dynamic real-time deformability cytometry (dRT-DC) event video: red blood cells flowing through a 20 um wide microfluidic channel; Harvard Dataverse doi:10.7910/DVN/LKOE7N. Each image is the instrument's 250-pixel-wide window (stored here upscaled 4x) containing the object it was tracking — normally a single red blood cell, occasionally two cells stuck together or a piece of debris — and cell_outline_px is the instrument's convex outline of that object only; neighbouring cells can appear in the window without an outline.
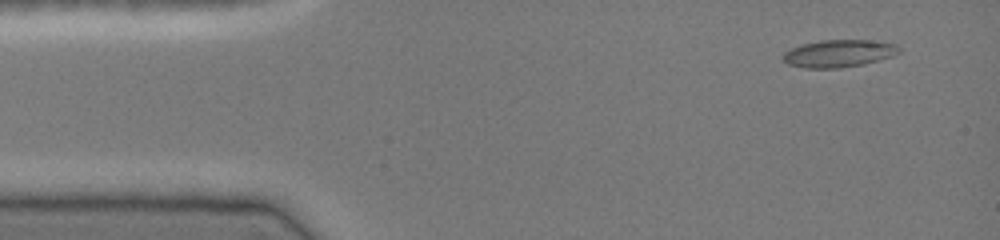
{"species": "common noctule bat (a hibernating species)", "species_latin": "Nyctalus noctula", "temperature_condition": "cold", "stored_images_in_passage": 4, "camera_frame_rate_fps": 3000, "um_per_image_px": 0.085, "animal": {"sex": "female", "body_mass_g": 19.0, "forearm_length_mm": 51.5}, "frame": {"image": 1, "passage_image": 1, "time_ms": 0.0, "image_size_px": [1000, 240], "cell_outline_px": [[900, 52], [892, 56], [864, 64], [840, 68], [804, 68], [788, 64], [780, 60], [780, 56], [784, 52], [800, 44], [820, 40], [868, 40], [896, 44], [900, 48]], "centroid_in_image_um": [71.24, 4.54], "position_along_channel_um": 13.8, "area_um2": 18.73}}
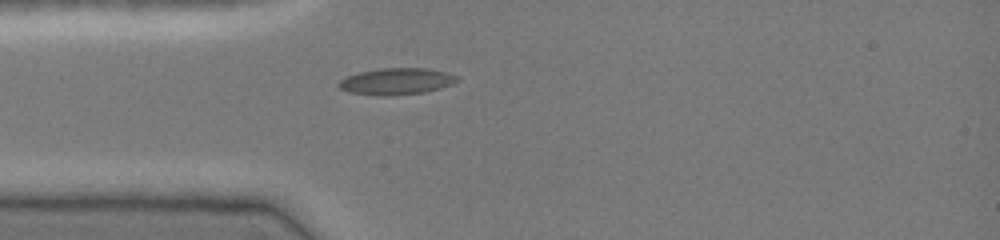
{"frame": {"image": 2, "passage_image": 4, "time_ms": 1.0, "image_size_px": [1000, 240], "cell_outline_px": [[460, 80], [452, 84], [440, 88], [424, 92], [388, 96], [380, 96], [348, 92], [340, 88], [336, 84], [340, 80], [348, 76], [360, 72], [380, 68], [428, 68], [444, 72], [456, 76]], "centroid_in_image_um": [33.68, 6.92], "position_along_channel_um": 51.3, "area_um2": 18.26}}